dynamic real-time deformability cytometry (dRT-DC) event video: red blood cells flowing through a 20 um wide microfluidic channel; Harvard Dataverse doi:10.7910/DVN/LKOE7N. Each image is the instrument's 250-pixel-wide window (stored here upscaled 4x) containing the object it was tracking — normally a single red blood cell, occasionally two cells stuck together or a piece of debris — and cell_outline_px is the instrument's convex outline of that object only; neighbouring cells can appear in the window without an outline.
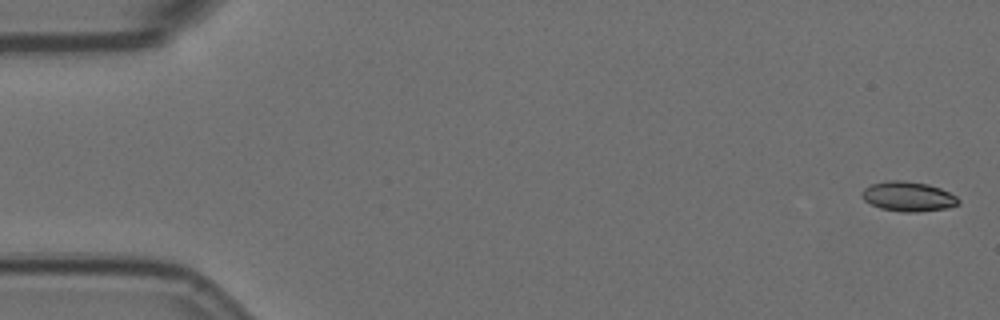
{"species": "Egyptian fruit bat (a non-hibernating species)", "species_latin": "Rousettus aegyptiacus", "temperature_condition": "room temperature", "stored_images_in_passage": 6, "camera_frame_rate_fps": 3000, "um_per_image_px": 0.085, "animal": {"sex": "female"}, "frame": {"image": 1, "passage_image": 1, "time_ms": 0.0, "image_size_px": [1000, 320], "cell_outline_px": [[960, 204], [948, 208], [916, 212], [900, 212], [880, 208], [864, 200], [860, 196], [860, 192], [864, 188], [872, 184], [888, 180], [900, 180], [928, 184], [940, 188], [956, 196], [960, 200]], "centroid_in_image_um": [77.19, 16.7], "position_along_channel_um": 7.8, "area_um2": 16.82}}